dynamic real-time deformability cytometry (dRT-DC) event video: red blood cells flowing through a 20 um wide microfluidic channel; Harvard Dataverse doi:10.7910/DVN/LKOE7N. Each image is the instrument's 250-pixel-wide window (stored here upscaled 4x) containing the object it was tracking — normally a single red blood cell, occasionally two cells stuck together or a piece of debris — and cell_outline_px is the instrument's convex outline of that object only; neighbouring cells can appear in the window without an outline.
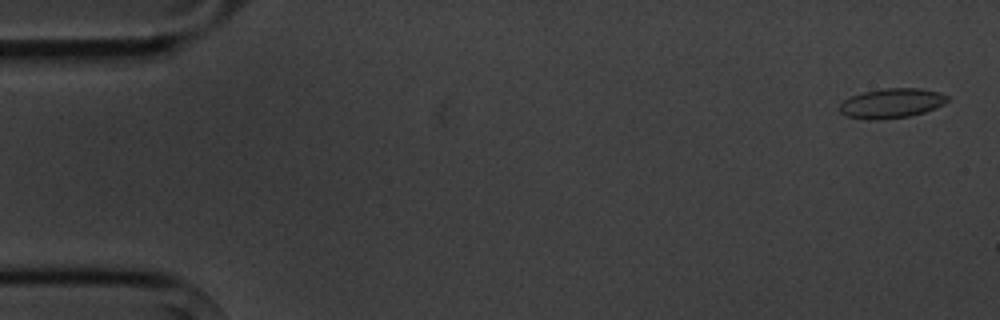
{"species": "common noctule bat (a hibernating species)", "species_latin": "Nyctalus noctula", "temperature_condition": "cold", "stored_images_in_passage": 3, "camera_frame_rate_fps": 3000, "um_per_image_px": 0.085, "animal": {"sex": "male", "body_mass_g": 20.1, "forearm_length_mm": 53.5}, "frame": {"image": 1, "passage_image": 1, "time_ms": 0.0, "image_size_px": [1000, 320], "cell_outline_px": [[948, 100], [944, 104], [924, 112], [908, 116], [872, 120], [868, 120], [844, 116], [840, 112], [840, 104], [844, 100], [852, 96], [864, 92], [884, 88], [920, 88], [940, 92], [948, 96]], "centroid_in_image_um": [75.78, 8.77], "position_along_channel_um": 9.2, "area_um2": 18.55}}